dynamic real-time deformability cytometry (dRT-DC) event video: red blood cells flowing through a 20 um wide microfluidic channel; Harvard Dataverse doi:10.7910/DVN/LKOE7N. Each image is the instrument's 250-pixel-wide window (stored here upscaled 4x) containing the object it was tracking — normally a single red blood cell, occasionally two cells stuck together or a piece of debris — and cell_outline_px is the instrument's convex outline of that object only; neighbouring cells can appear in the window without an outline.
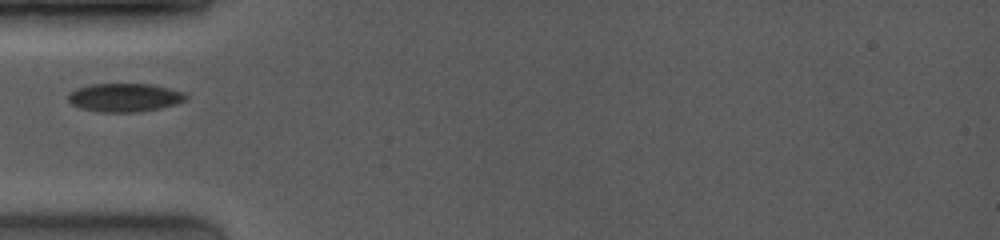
{"species": "common noctule bat (a hibernating species)", "species_latin": "Nyctalus noctula", "temperature_condition": "room temperature", "stored_images_in_passage": 56, "camera_frame_rate_fps": 4000, "um_per_image_px": 0.085, "animal": {"sex": "female", "body_mass_g": 19.0, "forearm_length_mm": 53.3}, "frame": {"image": 1, "passage_image": 1, "time_ms": 0.0, "image_size_px": [1000, 240], "cell_outline_px": [[188, 100], [176, 104], [160, 108], [136, 112], [100, 112], [80, 108], [72, 104], [68, 100], [68, 92], [76, 88], [92, 84], [152, 84], [184, 92], [188, 96]], "centroid_in_image_um": [10.6, 8.29], "position_along_channel_um": 74.4, "area_um2": 19.65}}
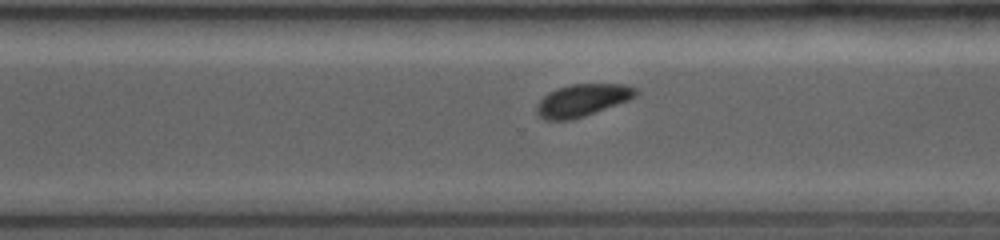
{"frame": {"image": 2, "passage_image": 40, "time_ms": 6.0, "image_size_px": [1000, 240], "cell_outline_px": [[640, 92], [636, 96], [628, 100], [584, 116], [572, 120], [544, 120], [536, 112], [536, 104], [548, 92], [572, 84], [628, 84], [636, 88]], "centroid_in_image_um": [49.51, 8.52], "position_along_channel_um": 321.1, "area_um2": 18.61}}
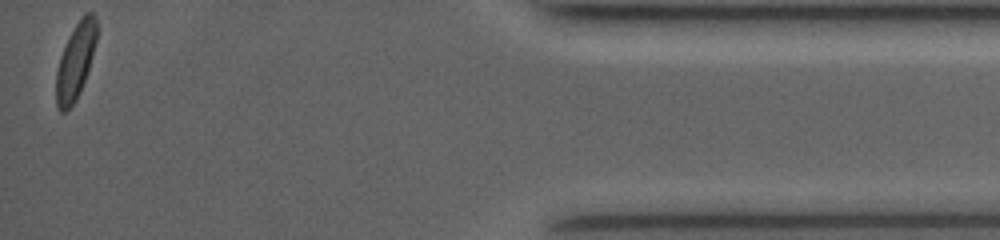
{"frame": {"image": 3, "passage_image": 56, "time_ms": 10.0, "image_size_px": [1000, 240], "cell_outline_px": [[96, 40], [92, 56], [80, 92], [76, 100], [64, 112], [60, 112], [56, 104], [56, 72], [60, 56], [80, 16], [88, 12], [92, 12], [96, 16]], "centroid_in_image_um": [6.41, 5.21], "position_along_channel_um": 428.8, "area_um2": 17.51}}